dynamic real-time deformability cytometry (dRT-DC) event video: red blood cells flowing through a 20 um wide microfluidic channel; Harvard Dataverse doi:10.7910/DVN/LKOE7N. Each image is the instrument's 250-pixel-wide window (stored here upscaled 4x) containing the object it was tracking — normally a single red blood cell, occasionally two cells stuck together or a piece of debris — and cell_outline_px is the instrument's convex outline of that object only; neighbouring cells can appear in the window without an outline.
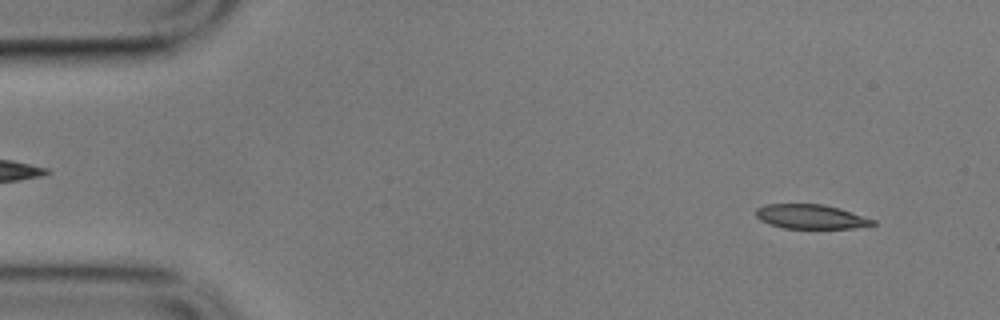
{"species": "common noctule bat (a hibernating species)", "species_latin": "Nyctalus noctula", "temperature_condition": "cold", "stored_images_in_passage": 3, "camera_frame_rate_fps": 3000, "um_per_image_px": 0.085, "animal": {"sex": "male", "body_mass_g": 17.9}, "frame": {"image": 1, "passage_image": 1, "time_ms": 0.0, "image_size_px": [1000, 320], "cell_outline_px": [[876, 224], [852, 228], [784, 228], [760, 220], [756, 216], [756, 208], [768, 204], [824, 204], [840, 208], [876, 220]], "centroid_in_image_um": [68.94, 18.41], "position_along_channel_um": 16.1, "area_um2": 16.47}}